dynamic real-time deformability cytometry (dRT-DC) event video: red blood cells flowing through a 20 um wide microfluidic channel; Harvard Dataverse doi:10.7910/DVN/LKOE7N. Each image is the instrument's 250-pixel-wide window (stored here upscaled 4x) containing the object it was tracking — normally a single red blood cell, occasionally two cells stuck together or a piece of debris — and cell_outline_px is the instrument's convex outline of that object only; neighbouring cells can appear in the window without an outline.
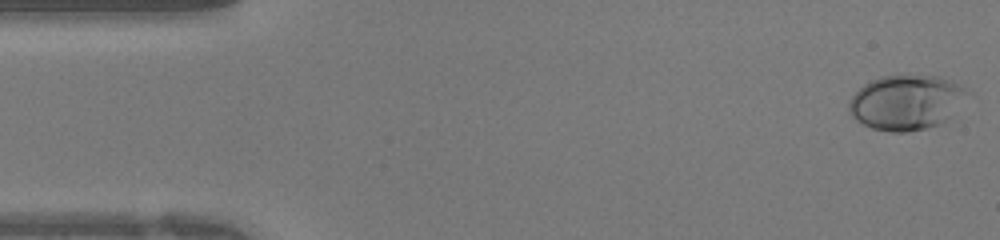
{"species": "human", "species_latin": "Homo sapiens", "temperature_condition": "warm", "stored_images_in_passage": 41, "camera_frame_rate_fps": 3000, "um_per_image_px": 0.085, "donor": {"sex": "female"}, "frame": {"image": 1, "passage_image": 1, "time_ms": 0.0, "image_size_px": [1000, 240], "cell_outline_px": [[972, 92], [940, 124], [908, 132], [888, 132], [872, 128], [864, 124], [852, 116], [848, 108], [848, 104], [852, 96], [864, 84], [880, 76], [940, 76], [952, 80], [960, 84]], "centroid_in_image_um": [77.04, 8.69], "position_along_channel_um": 8.0, "area_um2": 37.57}}
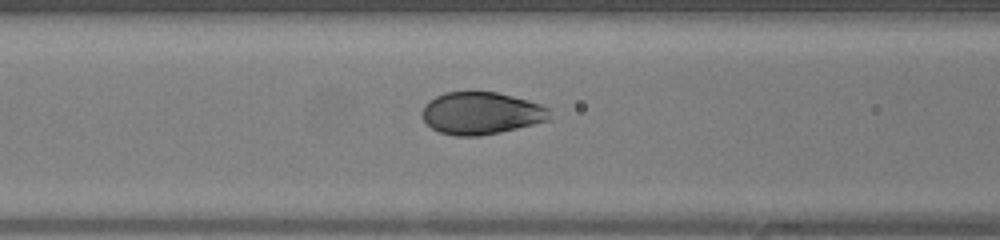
{"frame": {"image": 2, "passage_image": 16, "time_ms": 5.0, "image_size_px": [1000, 240], "cell_outline_px": [[552, 108], [548, 120], [500, 132], [480, 136], [456, 136], [440, 132], [432, 128], [424, 120], [424, 104], [428, 100], [444, 92], [496, 92], [528, 100]], "centroid_in_image_um": [40.92, 9.62], "position_along_channel_um": 125.7, "area_um2": 31.27}}
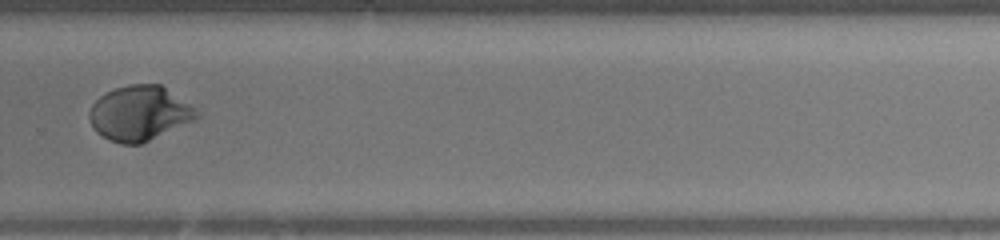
{"frame": {"image": 3, "passage_image": 28, "time_ms": 9.0, "image_size_px": [1000, 240], "cell_outline_px": [[200, 116], [196, 120], [140, 144], [120, 144], [108, 140], [96, 132], [92, 128], [88, 116], [88, 112], [92, 104], [100, 96], [116, 88], [128, 84], [160, 84], [196, 108]], "centroid_in_image_um": [11.84, 9.64], "position_along_channel_um": 318.0, "area_um2": 34.39}}